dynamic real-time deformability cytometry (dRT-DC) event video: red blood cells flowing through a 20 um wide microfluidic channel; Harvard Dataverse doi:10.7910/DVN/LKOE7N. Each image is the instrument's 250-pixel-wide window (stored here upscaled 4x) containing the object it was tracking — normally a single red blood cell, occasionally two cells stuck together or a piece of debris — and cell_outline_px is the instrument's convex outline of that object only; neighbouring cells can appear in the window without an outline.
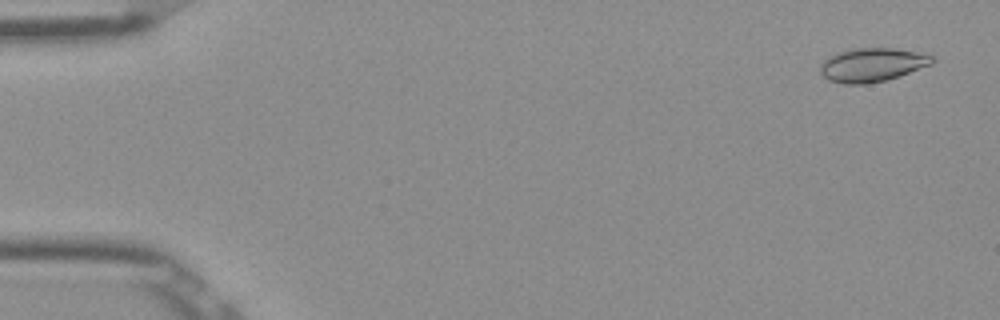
{"species": "Egyptian fruit bat (a non-hibernating species)", "species_latin": "Rousettus aegyptiacus", "temperature_condition": "room temperature", "stored_images_in_passage": 53, "camera_frame_rate_fps": 3000, "um_per_image_px": 0.085, "frame": {"image": 1, "passage_image": 3, "time_ms": 0.667, "image_size_px": [1000, 320], "cell_outline_px": [[936, 60], [932, 64], [900, 76], [888, 80], [864, 84], [844, 84], [828, 80], [820, 72], [820, 64], [828, 56], [852, 48], [896, 48], [936, 56]], "centroid_in_image_um": [74.15, 5.51], "position_along_channel_um": 10.8, "area_um2": 22.2}}
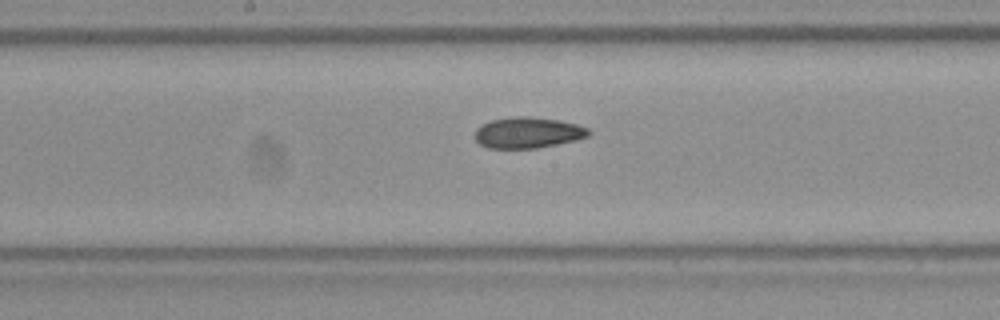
{"frame": {"image": 2, "passage_image": 28, "time_ms": 9.0, "image_size_px": [1000, 320], "cell_outline_px": [[592, 132], [588, 136], [576, 140], [536, 148], [488, 148], [480, 144], [476, 140], [476, 128], [492, 120], [516, 116], [528, 116], [560, 120], [576, 124], [588, 128]], "centroid_in_image_um": [44.9, 11.27], "position_along_channel_um": 203.3, "area_um2": 20.4}}
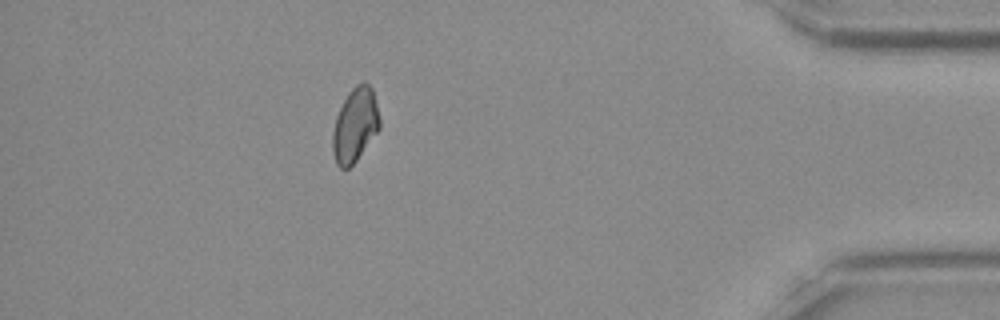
{"frame": {"image": 3, "passage_image": 47, "time_ms": 15.333, "image_size_px": [1000, 320], "cell_outline_px": [[380, 128], [356, 160], [348, 168], [340, 168], [336, 164], [332, 152], [332, 132], [336, 116], [348, 92], [356, 84], [364, 80], [372, 88], [380, 120]], "centroid_in_image_um": [30.16, 10.62], "position_along_channel_um": 405.0, "area_um2": 20.23}, "authors_computed_cell_mechanics": {"area_um2": 20.6346, "velocity_mm_per_s": 3.9068, "shape_relaxation_time_tau1_ms": 10.6919, "shape_relaxation_time_tau2_ms": 3.8686, "deformation_change_tau1": 0.1586, "deformation_change_tau2": 0.0632}}